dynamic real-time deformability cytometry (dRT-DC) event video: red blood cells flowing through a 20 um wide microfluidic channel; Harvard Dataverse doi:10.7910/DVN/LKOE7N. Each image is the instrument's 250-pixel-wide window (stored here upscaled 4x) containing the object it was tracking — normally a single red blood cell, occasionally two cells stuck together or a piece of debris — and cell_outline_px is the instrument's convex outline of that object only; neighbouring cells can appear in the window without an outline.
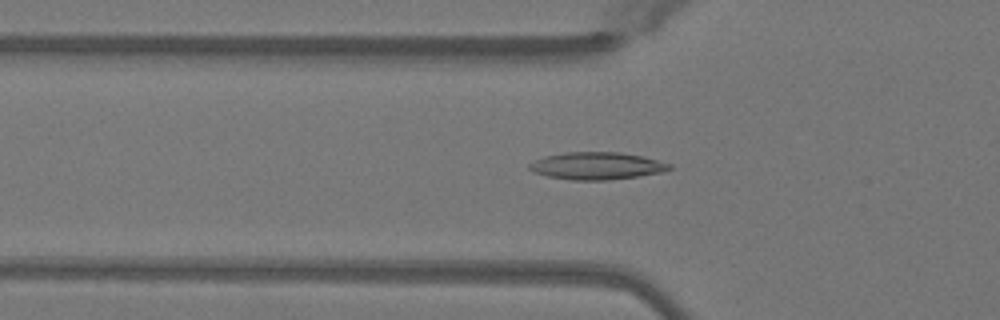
{"species": "Egyptian fruit bat (a non-hibernating species)", "species_latin": "Rousettus aegyptiacus", "temperature_condition": "warm", "stored_images_in_passage": 42, "camera_frame_rate_fps": 3000, "um_per_image_px": 0.085, "animal": {"sex": "female"}, "frame": {"image": 1, "passage_image": 9, "time_ms": 2.667, "image_size_px": [1000, 320], "cell_outline_px": [[672, 168], [664, 172], [608, 180], [572, 180], [548, 176], [536, 172], [528, 168], [528, 164], [544, 156], [564, 152], [620, 152], [644, 156], [672, 164]], "centroid_in_image_um": [50.76, 14.09], "position_along_channel_um": 75.0, "area_um2": 22.31}}
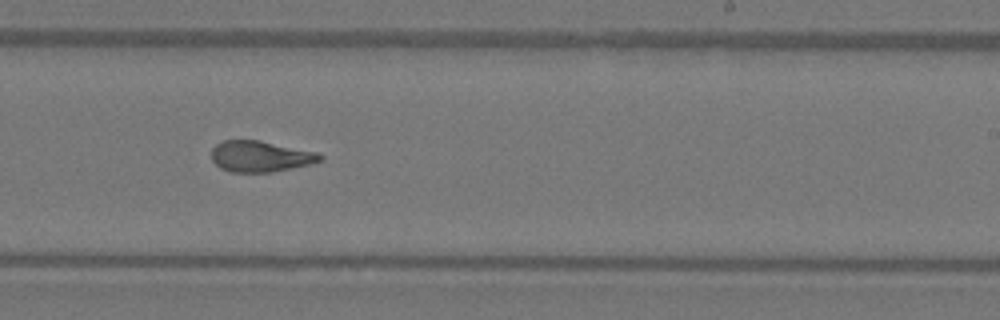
{"frame": {"image": 2, "passage_image": 23, "time_ms": 7.333, "image_size_px": [1000, 320], "cell_outline_px": [[324, 160], [308, 164], [272, 172], [232, 172], [220, 168], [212, 160], [212, 148], [216, 144], [224, 140], [260, 140], [316, 152], [324, 156]], "centroid_in_image_um": [22.12, 13.29], "position_along_channel_um": 266.9, "area_um2": 19.54}}
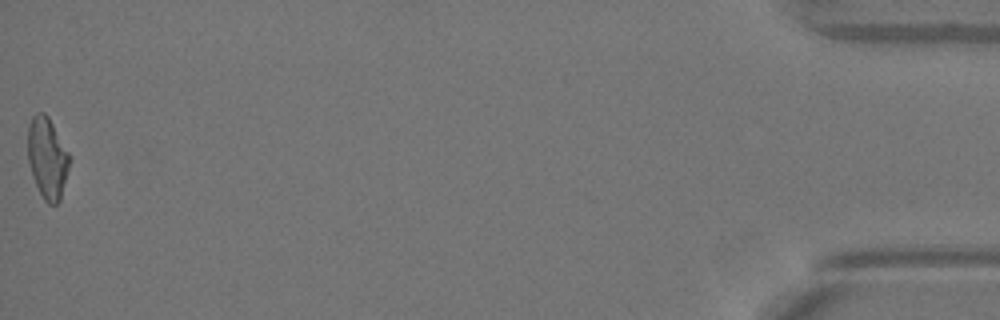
{"frame": {"image": 3, "passage_image": 42, "time_ms": 13.667, "image_size_px": [1000, 320], "cell_outline_px": [[68, 168], [60, 200], [56, 204], [48, 204], [44, 200], [32, 176], [28, 160], [28, 128], [32, 116], [36, 112], [44, 112], [48, 116], [68, 152]], "centroid_in_image_um": [3.99, 13.41], "position_along_channel_um": 431.2, "area_um2": 19.31}, "authors_computed_cell_mechanics": {"area_um2": 19.9699, "velocity_mm_per_s": 4.1014, "shape_relaxation_time_tau1_ms": null, "shape_relaxation_time_tau2_ms": 1.7055, "deformation_change_tau1": null, "deformation_change_tau2": 0.0869}}